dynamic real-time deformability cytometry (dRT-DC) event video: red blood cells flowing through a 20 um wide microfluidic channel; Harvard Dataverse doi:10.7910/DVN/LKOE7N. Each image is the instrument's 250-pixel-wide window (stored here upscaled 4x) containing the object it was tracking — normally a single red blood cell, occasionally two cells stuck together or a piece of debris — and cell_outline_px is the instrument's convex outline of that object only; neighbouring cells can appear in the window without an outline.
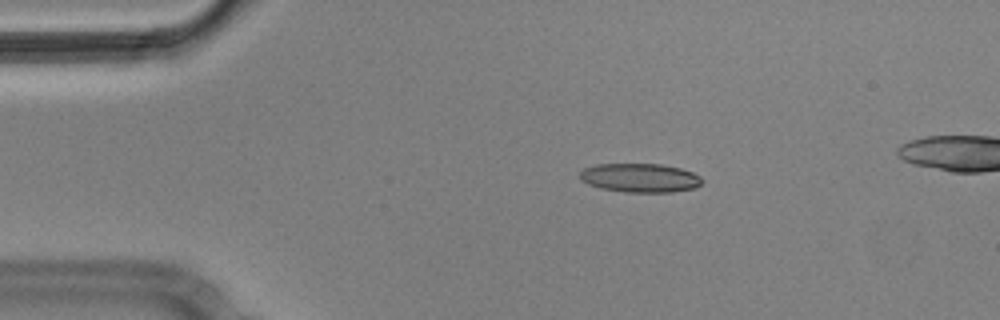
{"species": "Egyptian fruit bat (a non-hibernating species)", "species_latin": "Rousettus aegyptiacus", "temperature_condition": "cold", "stored_images_in_passage": 13, "camera_frame_rate_fps": 3000, "um_per_image_px": 0.085, "animal": {"sex": "male"}, "frame": {"image": 1, "passage_image": 1, "time_ms": 0.0, "image_size_px": [1000, 320], "cell_outline_px": [[704, 180], [696, 188], [672, 192], [624, 192], [600, 188], [588, 184], [580, 180], [580, 172], [584, 168], [596, 164], [660, 164], [680, 168], [692, 172], [700, 176]], "centroid_in_image_um": [54.4, 15.12], "position_along_channel_um": 30.6, "area_um2": 20.69}}
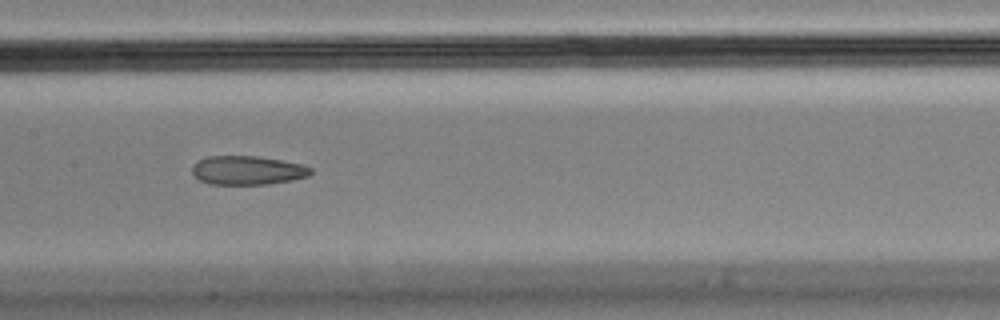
{"frame": {"image": 2, "passage_image": 6, "time_ms": 1.667, "image_size_px": [1000, 320], "cell_outline_px": [[312, 172], [308, 176], [292, 180], [268, 184], [208, 184], [200, 180], [192, 172], [192, 164], [196, 160], [208, 156], [256, 156], [304, 164], [312, 168]], "centroid_in_image_um": [21.02, 14.47], "position_along_channel_um": 186.4, "area_um2": 20.06}}